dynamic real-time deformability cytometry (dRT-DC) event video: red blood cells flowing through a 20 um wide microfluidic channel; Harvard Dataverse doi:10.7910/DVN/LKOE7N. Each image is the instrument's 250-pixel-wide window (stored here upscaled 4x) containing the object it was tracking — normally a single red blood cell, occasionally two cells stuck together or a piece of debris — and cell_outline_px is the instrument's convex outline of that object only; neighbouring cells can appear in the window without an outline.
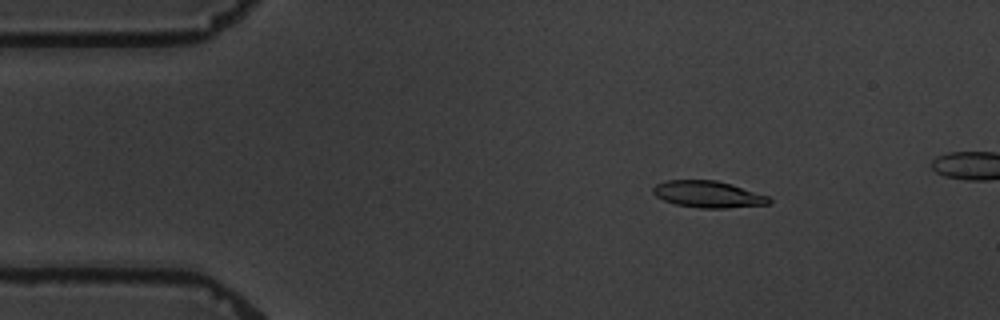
{"species": "common noctule bat (a hibernating species)", "species_latin": "Nyctalus noctula", "temperature_condition": "warm", "stored_images_in_passage": 4, "camera_frame_rate_fps": 3000, "um_per_image_px": 0.085, "animal": {"sex": "male", "body_mass_g": 19.5, "forearm_length_mm": 54.6}, "frame": {"image": 1, "passage_image": 2, "time_ms": 1.333, "image_size_px": [1000, 320], "cell_outline_px": [[772, 200], [768, 204], [724, 208], [700, 208], [676, 204], [664, 200], [656, 196], [652, 192], [652, 188], [656, 184], [664, 180], [716, 180], [732, 184], [768, 196]], "centroid_in_image_um": [60.16, 16.5], "position_along_channel_um": 24.8, "area_um2": 17.98}}